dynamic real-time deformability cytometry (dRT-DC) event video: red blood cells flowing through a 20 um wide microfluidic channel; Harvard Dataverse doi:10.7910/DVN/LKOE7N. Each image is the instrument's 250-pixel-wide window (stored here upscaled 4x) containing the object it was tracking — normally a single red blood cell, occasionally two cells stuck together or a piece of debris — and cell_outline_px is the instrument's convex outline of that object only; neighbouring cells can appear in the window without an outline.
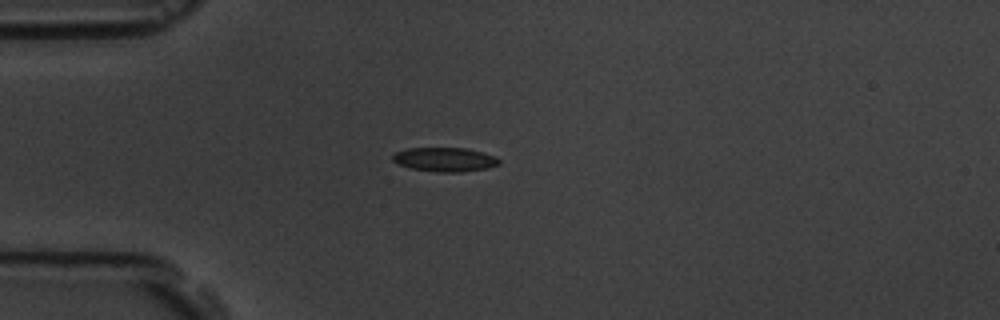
{"species": "common noctule bat (a hibernating species)", "species_latin": "Nyctalus noctula", "temperature_condition": "room temperature", "stored_images_in_passage": 4, "camera_frame_rate_fps": 3000, "um_per_image_px": 0.085, "animal": {"sex": "male", "body_mass_g": 19.5, "forearm_length_mm": 54.6}, "frame": {"image": 1, "passage_image": 1, "time_ms": 0.0, "image_size_px": [1000, 320], "cell_outline_px": [[500, 164], [488, 168], [460, 172], [436, 172], [412, 168], [400, 164], [392, 160], [392, 156], [396, 152], [408, 148], [464, 148], [496, 156], [500, 160]], "centroid_in_image_um": [37.83, 13.56], "position_along_channel_um": 47.2, "area_um2": 14.8}}
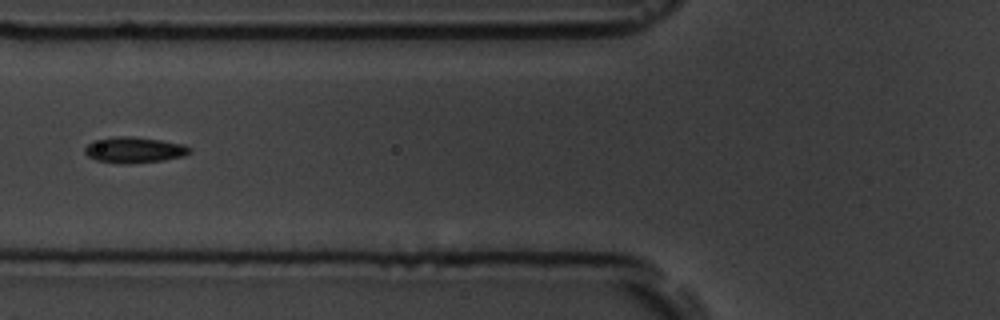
{"frame": {"image": 2, "passage_image": 3, "time_ms": 2.333, "image_size_px": [1000, 320], "cell_outline_px": [[192, 152], [184, 156], [164, 160], [96, 160], [88, 156], [84, 152], [84, 148], [92, 140], [112, 136], [132, 136], [160, 140], [184, 144], [192, 148]], "centroid_in_image_um": [11.44, 12.67], "position_along_channel_um": 114.4, "area_um2": 15.03}}